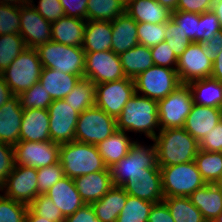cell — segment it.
<instances>
[{
    "mask_svg": "<svg viewBox=\"0 0 222 222\" xmlns=\"http://www.w3.org/2000/svg\"><path fill=\"white\" fill-rule=\"evenodd\" d=\"M111 21L86 20L82 48L85 52L110 51Z\"/></svg>",
    "mask_w": 222,
    "mask_h": 222,
    "instance_id": "29",
    "label": "cell"
},
{
    "mask_svg": "<svg viewBox=\"0 0 222 222\" xmlns=\"http://www.w3.org/2000/svg\"><path fill=\"white\" fill-rule=\"evenodd\" d=\"M125 12L137 23H166L172 18V11L155 0H128Z\"/></svg>",
    "mask_w": 222,
    "mask_h": 222,
    "instance_id": "24",
    "label": "cell"
},
{
    "mask_svg": "<svg viewBox=\"0 0 222 222\" xmlns=\"http://www.w3.org/2000/svg\"><path fill=\"white\" fill-rule=\"evenodd\" d=\"M146 168H160L155 144L146 146L134 140L128 154L109 168L113 185L122 186L129 178L146 172Z\"/></svg>",
    "mask_w": 222,
    "mask_h": 222,
    "instance_id": "7",
    "label": "cell"
},
{
    "mask_svg": "<svg viewBox=\"0 0 222 222\" xmlns=\"http://www.w3.org/2000/svg\"><path fill=\"white\" fill-rule=\"evenodd\" d=\"M85 19L63 16L51 24V40L63 45L82 47Z\"/></svg>",
    "mask_w": 222,
    "mask_h": 222,
    "instance_id": "26",
    "label": "cell"
},
{
    "mask_svg": "<svg viewBox=\"0 0 222 222\" xmlns=\"http://www.w3.org/2000/svg\"><path fill=\"white\" fill-rule=\"evenodd\" d=\"M18 96L20 105L23 109L34 108L48 110V107L53 102L52 98L39 81Z\"/></svg>",
    "mask_w": 222,
    "mask_h": 222,
    "instance_id": "40",
    "label": "cell"
},
{
    "mask_svg": "<svg viewBox=\"0 0 222 222\" xmlns=\"http://www.w3.org/2000/svg\"><path fill=\"white\" fill-rule=\"evenodd\" d=\"M160 171L164 197H189L206 184L195 161L160 166Z\"/></svg>",
    "mask_w": 222,
    "mask_h": 222,
    "instance_id": "5",
    "label": "cell"
},
{
    "mask_svg": "<svg viewBox=\"0 0 222 222\" xmlns=\"http://www.w3.org/2000/svg\"><path fill=\"white\" fill-rule=\"evenodd\" d=\"M150 51L154 65L176 69L178 58L165 41L151 47Z\"/></svg>",
    "mask_w": 222,
    "mask_h": 222,
    "instance_id": "49",
    "label": "cell"
},
{
    "mask_svg": "<svg viewBox=\"0 0 222 222\" xmlns=\"http://www.w3.org/2000/svg\"><path fill=\"white\" fill-rule=\"evenodd\" d=\"M42 68L37 50L27 47L1 74L12 94L19 95L39 81Z\"/></svg>",
    "mask_w": 222,
    "mask_h": 222,
    "instance_id": "6",
    "label": "cell"
},
{
    "mask_svg": "<svg viewBox=\"0 0 222 222\" xmlns=\"http://www.w3.org/2000/svg\"><path fill=\"white\" fill-rule=\"evenodd\" d=\"M12 95L10 88L0 73V107L3 106Z\"/></svg>",
    "mask_w": 222,
    "mask_h": 222,
    "instance_id": "59",
    "label": "cell"
},
{
    "mask_svg": "<svg viewBox=\"0 0 222 222\" xmlns=\"http://www.w3.org/2000/svg\"><path fill=\"white\" fill-rule=\"evenodd\" d=\"M23 119V108L19 96L12 95L0 107V142L15 145L20 141V127Z\"/></svg>",
    "mask_w": 222,
    "mask_h": 222,
    "instance_id": "19",
    "label": "cell"
},
{
    "mask_svg": "<svg viewBox=\"0 0 222 222\" xmlns=\"http://www.w3.org/2000/svg\"><path fill=\"white\" fill-rule=\"evenodd\" d=\"M96 84L90 79L81 78L73 90L63 99L81 114L95 105Z\"/></svg>",
    "mask_w": 222,
    "mask_h": 222,
    "instance_id": "34",
    "label": "cell"
},
{
    "mask_svg": "<svg viewBox=\"0 0 222 222\" xmlns=\"http://www.w3.org/2000/svg\"><path fill=\"white\" fill-rule=\"evenodd\" d=\"M189 199L207 222H213L222 213V191L215 184H205L193 192Z\"/></svg>",
    "mask_w": 222,
    "mask_h": 222,
    "instance_id": "27",
    "label": "cell"
},
{
    "mask_svg": "<svg viewBox=\"0 0 222 222\" xmlns=\"http://www.w3.org/2000/svg\"><path fill=\"white\" fill-rule=\"evenodd\" d=\"M166 23L151 24V23H137V34L140 45L149 48L165 41Z\"/></svg>",
    "mask_w": 222,
    "mask_h": 222,
    "instance_id": "41",
    "label": "cell"
},
{
    "mask_svg": "<svg viewBox=\"0 0 222 222\" xmlns=\"http://www.w3.org/2000/svg\"><path fill=\"white\" fill-rule=\"evenodd\" d=\"M221 49H222V30L217 32L208 41L202 43L203 54L212 61L214 60V57L221 51Z\"/></svg>",
    "mask_w": 222,
    "mask_h": 222,
    "instance_id": "56",
    "label": "cell"
},
{
    "mask_svg": "<svg viewBox=\"0 0 222 222\" xmlns=\"http://www.w3.org/2000/svg\"><path fill=\"white\" fill-rule=\"evenodd\" d=\"M133 142L126 132L119 130L100 142L97 148L106 167H112L125 157Z\"/></svg>",
    "mask_w": 222,
    "mask_h": 222,
    "instance_id": "32",
    "label": "cell"
},
{
    "mask_svg": "<svg viewBox=\"0 0 222 222\" xmlns=\"http://www.w3.org/2000/svg\"><path fill=\"white\" fill-rule=\"evenodd\" d=\"M49 113L45 109H23V119L20 127V141H48Z\"/></svg>",
    "mask_w": 222,
    "mask_h": 222,
    "instance_id": "23",
    "label": "cell"
},
{
    "mask_svg": "<svg viewBox=\"0 0 222 222\" xmlns=\"http://www.w3.org/2000/svg\"><path fill=\"white\" fill-rule=\"evenodd\" d=\"M14 165L13 146L0 142V180L2 182H4L7 176L13 171Z\"/></svg>",
    "mask_w": 222,
    "mask_h": 222,
    "instance_id": "52",
    "label": "cell"
},
{
    "mask_svg": "<svg viewBox=\"0 0 222 222\" xmlns=\"http://www.w3.org/2000/svg\"><path fill=\"white\" fill-rule=\"evenodd\" d=\"M159 166L178 165L194 161L199 142L183 127L160 130L153 140Z\"/></svg>",
    "mask_w": 222,
    "mask_h": 222,
    "instance_id": "2",
    "label": "cell"
},
{
    "mask_svg": "<svg viewBox=\"0 0 222 222\" xmlns=\"http://www.w3.org/2000/svg\"><path fill=\"white\" fill-rule=\"evenodd\" d=\"M0 4L21 7L30 4V0H0Z\"/></svg>",
    "mask_w": 222,
    "mask_h": 222,
    "instance_id": "61",
    "label": "cell"
},
{
    "mask_svg": "<svg viewBox=\"0 0 222 222\" xmlns=\"http://www.w3.org/2000/svg\"><path fill=\"white\" fill-rule=\"evenodd\" d=\"M221 120L222 109L194 104L183 128L200 142Z\"/></svg>",
    "mask_w": 222,
    "mask_h": 222,
    "instance_id": "21",
    "label": "cell"
},
{
    "mask_svg": "<svg viewBox=\"0 0 222 222\" xmlns=\"http://www.w3.org/2000/svg\"><path fill=\"white\" fill-rule=\"evenodd\" d=\"M43 68L84 78L85 51L82 47L68 46L50 41L36 48Z\"/></svg>",
    "mask_w": 222,
    "mask_h": 222,
    "instance_id": "4",
    "label": "cell"
},
{
    "mask_svg": "<svg viewBox=\"0 0 222 222\" xmlns=\"http://www.w3.org/2000/svg\"><path fill=\"white\" fill-rule=\"evenodd\" d=\"M27 48L20 34L0 35V73Z\"/></svg>",
    "mask_w": 222,
    "mask_h": 222,
    "instance_id": "39",
    "label": "cell"
},
{
    "mask_svg": "<svg viewBox=\"0 0 222 222\" xmlns=\"http://www.w3.org/2000/svg\"><path fill=\"white\" fill-rule=\"evenodd\" d=\"M28 205L0 194V222H25Z\"/></svg>",
    "mask_w": 222,
    "mask_h": 222,
    "instance_id": "42",
    "label": "cell"
},
{
    "mask_svg": "<svg viewBox=\"0 0 222 222\" xmlns=\"http://www.w3.org/2000/svg\"><path fill=\"white\" fill-rule=\"evenodd\" d=\"M34 3L33 0L30 1L31 6H33L44 19L51 23L65 16L60 0H39L38 5Z\"/></svg>",
    "mask_w": 222,
    "mask_h": 222,
    "instance_id": "50",
    "label": "cell"
},
{
    "mask_svg": "<svg viewBox=\"0 0 222 222\" xmlns=\"http://www.w3.org/2000/svg\"><path fill=\"white\" fill-rule=\"evenodd\" d=\"M49 135L51 141L65 144L75 141V129L79 117L71 105L62 100H53L48 107Z\"/></svg>",
    "mask_w": 222,
    "mask_h": 222,
    "instance_id": "15",
    "label": "cell"
},
{
    "mask_svg": "<svg viewBox=\"0 0 222 222\" xmlns=\"http://www.w3.org/2000/svg\"><path fill=\"white\" fill-rule=\"evenodd\" d=\"M122 187L128 195L152 203H159L164 199L160 168H146V172L129 178Z\"/></svg>",
    "mask_w": 222,
    "mask_h": 222,
    "instance_id": "18",
    "label": "cell"
},
{
    "mask_svg": "<svg viewBox=\"0 0 222 222\" xmlns=\"http://www.w3.org/2000/svg\"><path fill=\"white\" fill-rule=\"evenodd\" d=\"M81 79L74 74H66L51 68H42L39 82L52 100L64 99Z\"/></svg>",
    "mask_w": 222,
    "mask_h": 222,
    "instance_id": "28",
    "label": "cell"
},
{
    "mask_svg": "<svg viewBox=\"0 0 222 222\" xmlns=\"http://www.w3.org/2000/svg\"><path fill=\"white\" fill-rule=\"evenodd\" d=\"M163 202L167 205L174 222H207L189 197H164Z\"/></svg>",
    "mask_w": 222,
    "mask_h": 222,
    "instance_id": "36",
    "label": "cell"
},
{
    "mask_svg": "<svg viewBox=\"0 0 222 222\" xmlns=\"http://www.w3.org/2000/svg\"><path fill=\"white\" fill-rule=\"evenodd\" d=\"M213 222H222V213H220Z\"/></svg>",
    "mask_w": 222,
    "mask_h": 222,
    "instance_id": "65",
    "label": "cell"
},
{
    "mask_svg": "<svg viewBox=\"0 0 222 222\" xmlns=\"http://www.w3.org/2000/svg\"><path fill=\"white\" fill-rule=\"evenodd\" d=\"M194 161L206 184H215L222 175V152L199 149Z\"/></svg>",
    "mask_w": 222,
    "mask_h": 222,
    "instance_id": "37",
    "label": "cell"
},
{
    "mask_svg": "<svg viewBox=\"0 0 222 222\" xmlns=\"http://www.w3.org/2000/svg\"><path fill=\"white\" fill-rule=\"evenodd\" d=\"M111 50L120 55L139 44L137 22L126 12L111 21Z\"/></svg>",
    "mask_w": 222,
    "mask_h": 222,
    "instance_id": "25",
    "label": "cell"
},
{
    "mask_svg": "<svg viewBox=\"0 0 222 222\" xmlns=\"http://www.w3.org/2000/svg\"><path fill=\"white\" fill-rule=\"evenodd\" d=\"M60 144L54 141H19L13 145L15 165L47 167L59 161Z\"/></svg>",
    "mask_w": 222,
    "mask_h": 222,
    "instance_id": "14",
    "label": "cell"
},
{
    "mask_svg": "<svg viewBox=\"0 0 222 222\" xmlns=\"http://www.w3.org/2000/svg\"><path fill=\"white\" fill-rule=\"evenodd\" d=\"M221 30L220 21L211 10L199 14V43L208 41Z\"/></svg>",
    "mask_w": 222,
    "mask_h": 222,
    "instance_id": "48",
    "label": "cell"
},
{
    "mask_svg": "<svg viewBox=\"0 0 222 222\" xmlns=\"http://www.w3.org/2000/svg\"><path fill=\"white\" fill-rule=\"evenodd\" d=\"M64 222H101L95 215L91 204H85L73 215L65 218Z\"/></svg>",
    "mask_w": 222,
    "mask_h": 222,
    "instance_id": "55",
    "label": "cell"
},
{
    "mask_svg": "<svg viewBox=\"0 0 222 222\" xmlns=\"http://www.w3.org/2000/svg\"><path fill=\"white\" fill-rule=\"evenodd\" d=\"M51 22L44 19L31 4L20 7L19 34L28 48L51 41Z\"/></svg>",
    "mask_w": 222,
    "mask_h": 222,
    "instance_id": "17",
    "label": "cell"
},
{
    "mask_svg": "<svg viewBox=\"0 0 222 222\" xmlns=\"http://www.w3.org/2000/svg\"><path fill=\"white\" fill-rule=\"evenodd\" d=\"M211 77L222 82V49L214 57Z\"/></svg>",
    "mask_w": 222,
    "mask_h": 222,
    "instance_id": "58",
    "label": "cell"
},
{
    "mask_svg": "<svg viewBox=\"0 0 222 222\" xmlns=\"http://www.w3.org/2000/svg\"><path fill=\"white\" fill-rule=\"evenodd\" d=\"M38 194H46L47 191L64 177L63 167L58 161L47 167L37 168Z\"/></svg>",
    "mask_w": 222,
    "mask_h": 222,
    "instance_id": "45",
    "label": "cell"
},
{
    "mask_svg": "<svg viewBox=\"0 0 222 222\" xmlns=\"http://www.w3.org/2000/svg\"><path fill=\"white\" fill-rule=\"evenodd\" d=\"M84 78L95 84L107 83L126 78L120 56L112 50L85 52Z\"/></svg>",
    "mask_w": 222,
    "mask_h": 222,
    "instance_id": "12",
    "label": "cell"
},
{
    "mask_svg": "<svg viewBox=\"0 0 222 222\" xmlns=\"http://www.w3.org/2000/svg\"><path fill=\"white\" fill-rule=\"evenodd\" d=\"M134 94V79L128 77L117 81L96 84L95 106L117 119L127 101Z\"/></svg>",
    "mask_w": 222,
    "mask_h": 222,
    "instance_id": "11",
    "label": "cell"
},
{
    "mask_svg": "<svg viewBox=\"0 0 222 222\" xmlns=\"http://www.w3.org/2000/svg\"><path fill=\"white\" fill-rule=\"evenodd\" d=\"M215 185L222 191V175L220 178L216 181Z\"/></svg>",
    "mask_w": 222,
    "mask_h": 222,
    "instance_id": "64",
    "label": "cell"
},
{
    "mask_svg": "<svg viewBox=\"0 0 222 222\" xmlns=\"http://www.w3.org/2000/svg\"><path fill=\"white\" fill-rule=\"evenodd\" d=\"M199 149L222 152V120L199 142Z\"/></svg>",
    "mask_w": 222,
    "mask_h": 222,
    "instance_id": "51",
    "label": "cell"
},
{
    "mask_svg": "<svg viewBox=\"0 0 222 222\" xmlns=\"http://www.w3.org/2000/svg\"><path fill=\"white\" fill-rule=\"evenodd\" d=\"M128 194L122 186H113L100 200L91 204L101 222H116L126 204Z\"/></svg>",
    "mask_w": 222,
    "mask_h": 222,
    "instance_id": "30",
    "label": "cell"
},
{
    "mask_svg": "<svg viewBox=\"0 0 222 222\" xmlns=\"http://www.w3.org/2000/svg\"><path fill=\"white\" fill-rule=\"evenodd\" d=\"M155 1L161 4L162 6L167 7L171 11H175L177 8L178 0H155Z\"/></svg>",
    "mask_w": 222,
    "mask_h": 222,
    "instance_id": "63",
    "label": "cell"
},
{
    "mask_svg": "<svg viewBox=\"0 0 222 222\" xmlns=\"http://www.w3.org/2000/svg\"><path fill=\"white\" fill-rule=\"evenodd\" d=\"M59 162L63 167L64 176L69 178L103 171L107 168L97 145L78 141L60 144Z\"/></svg>",
    "mask_w": 222,
    "mask_h": 222,
    "instance_id": "3",
    "label": "cell"
},
{
    "mask_svg": "<svg viewBox=\"0 0 222 222\" xmlns=\"http://www.w3.org/2000/svg\"><path fill=\"white\" fill-rule=\"evenodd\" d=\"M2 189H3V182L0 180V191H1V192H3ZM0 194H1V193H0Z\"/></svg>",
    "mask_w": 222,
    "mask_h": 222,
    "instance_id": "66",
    "label": "cell"
},
{
    "mask_svg": "<svg viewBox=\"0 0 222 222\" xmlns=\"http://www.w3.org/2000/svg\"><path fill=\"white\" fill-rule=\"evenodd\" d=\"M54 205L61 211L64 218L73 215L85 203L75 187L73 178L64 176L46 193Z\"/></svg>",
    "mask_w": 222,
    "mask_h": 222,
    "instance_id": "22",
    "label": "cell"
},
{
    "mask_svg": "<svg viewBox=\"0 0 222 222\" xmlns=\"http://www.w3.org/2000/svg\"><path fill=\"white\" fill-rule=\"evenodd\" d=\"M116 131V118L94 105L79 114L75 141L98 145Z\"/></svg>",
    "mask_w": 222,
    "mask_h": 222,
    "instance_id": "8",
    "label": "cell"
},
{
    "mask_svg": "<svg viewBox=\"0 0 222 222\" xmlns=\"http://www.w3.org/2000/svg\"><path fill=\"white\" fill-rule=\"evenodd\" d=\"M117 130L145 134L153 140L160 131L158 101L135 93L116 119Z\"/></svg>",
    "mask_w": 222,
    "mask_h": 222,
    "instance_id": "1",
    "label": "cell"
},
{
    "mask_svg": "<svg viewBox=\"0 0 222 222\" xmlns=\"http://www.w3.org/2000/svg\"><path fill=\"white\" fill-rule=\"evenodd\" d=\"M213 61L202 52V43L191 42L178 58L176 71L181 83L211 77Z\"/></svg>",
    "mask_w": 222,
    "mask_h": 222,
    "instance_id": "16",
    "label": "cell"
},
{
    "mask_svg": "<svg viewBox=\"0 0 222 222\" xmlns=\"http://www.w3.org/2000/svg\"><path fill=\"white\" fill-rule=\"evenodd\" d=\"M194 104L222 109V82L212 77L187 83Z\"/></svg>",
    "mask_w": 222,
    "mask_h": 222,
    "instance_id": "31",
    "label": "cell"
},
{
    "mask_svg": "<svg viewBox=\"0 0 222 222\" xmlns=\"http://www.w3.org/2000/svg\"><path fill=\"white\" fill-rule=\"evenodd\" d=\"M28 207L36 216H41L49 221H65L61 211L46 194H39Z\"/></svg>",
    "mask_w": 222,
    "mask_h": 222,
    "instance_id": "43",
    "label": "cell"
},
{
    "mask_svg": "<svg viewBox=\"0 0 222 222\" xmlns=\"http://www.w3.org/2000/svg\"><path fill=\"white\" fill-rule=\"evenodd\" d=\"M119 56L125 76L131 79L154 65L150 48L144 45L138 44Z\"/></svg>",
    "mask_w": 222,
    "mask_h": 222,
    "instance_id": "33",
    "label": "cell"
},
{
    "mask_svg": "<svg viewBox=\"0 0 222 222\" xmlns=\"http://www.w3.org/2000/svg\"><path fill=\"white\" fill-rule=\"evenodd\" d=\"M165 34V42L170 46L171 50H173L175 56L179 58L191 41L184 36L180 27L172 18L166 22Z\"/></svg>",
    "mask_w": 222,
    "mask_h": 222,
    "instance_id": "46",
    "label": "cell"
},
{
    "mask_svg": "<svg viewBox=\"0 0 222 222\" xmlns=\"http://www.w3.org/2000/svg\"><path fill=\"white\" fill-rule=\"evenodd\" d=\"M37 182L36 168L14 165L13 171L3 182V195L29 206L39 195Z\"/></svg>",
    "mask_w": 222,
    "mask_h": 222,
    "instance_id": "13",
    "label": "cell"
},
{
    "mask_svg": "<svg viewBox=\"0 0 222 222\" xmlns=\"http://www.w3.org/2000/svg\"><path fill=\"white\" fill-rule=\"evenodd\" d=\"M214 0H178L175 11L202 14L212 9Z\"/></svg>",
    "mask_w": 222,
    "mask_h": 222,
    "instance_id": "54",
    "label": "cell"
},
{
    "mask_svg": "<svg viewBox=\"0 0 222 222\" xmlns=\"http://www.w3.org/2000/svg\"><path fill=\"white\" fill-rule=\"evenodd\" d=\"M88 0H60L65 16L87 20Z\"/></svg>",
    "mask_w": 222,
    "mask_h": 222,
    "instance_id": "53",
    "label": "cell"
},
{
    "mask_svg": "<svg viewBox=\"0 0 222 222\" xmlns=\"http://www.w3.org/2000/svg\"><path fill=\"white\" fill-rule=\"evenodd\" d=\"M124 0H88L87 20L113 21L125 13Z\"/></svg>",
    "mask_w": 222,
    "mask_h": 222,
    "instance_id": "35",
    "label": "cell"
},
{
    "mask_svg": "<svg viewBox=\"0 0 222 222\" xmlns=\"http://www.w3.org/2000/svg\"><path fill=\"white\" fill-rule=\"evenodd\" d=\"M20 7L0 4V35L19 34Z\"/></svg>",
    "mask_w": 222,
    "mask_h": 222,
    "instance_id": "47",
    "label": "cell"
},
{
    "mask_svg": "<svg viewBox=\"0 0 222 222\" xmlns=\"http://www.w3.org/2000/svg\"><path fill=\"white\" fill-rule=\"evenodd\" d=\"M147 222H174V220L167 205L162 201L153 205Z\"/></svg>",
    "mask_w": 222,
    "mask_h": 222,
    "instance_id": "57",
    "label": "cell"
},
{
    "mask_svg": "<svg viewBox=\"0 0 222 222\" xmlns=\"http://www.w3.org/2000/svg\"><path fill=\"white\" fill-rule=\"evenodd\" d=\"M135 93L153 100H161L172 93L181 81L176 69L153 65L135 79Z\"/></svg>",
    "mask_w": 222,
    "mask_h": 222,
    "instance_id": "9",
    "label": "cell"
},
{
    "mask_svg": "<svg viewBox=\"0 0 222 222\" xmlns=\"http://www.w3.org/2000/svg\"><path fill=\"white\" fill-rule=\"evenodd\" d=\"M73 181L85 204L100 200L114 186L109 168L75 177Z\"/></svg>",
    "mask_w": 222,
    "mask_h": 222,
    "instance_id": "20",
    "label": "cell"
},
{
    "mask_svg": "<svg viewBox=\"0 0 222 222\" xmlns=\"http://www.w3.org/2000/svg\"><path fill=\"white\" fill-rule=\"evenodd\" d=\"M155 203L128 195L116 222H147Z\"/></svg>",
    "mask_w": 222,
    "mask_h": 222,
    "instance_id": "38",
    "label": "cell"
},
{
    "mask_svg": "<svg viewBox=\"0 0 222 222\" xmlns=\"http://www.w3.org/2000/svg\"><path fill=\"white\" fill-rule=\"evenodd\" d=\"M211 11L216 15L222 27V0H214Z\"/></svg>",
    "mask_w": 222,
    "mask_h": 222,
    "instance_id": "60",
    "label": "cell"
},
{
    "mask_svg": "<svg viewBox=\"0 0 222 222\" xmlns=\"http://www.w3.org/2000/svg\"><path fill=\"white\" fill-rule=\"evenodd\" d=\"M193 105L189 86L182 83L167 97L158 101L160 130L184 127Z\"/></svg>",
    "mask_w": 222,
    "mask_h": 222,
    "instance_id": "10",
    "label": "cell"
},
{
    "mask_svg": "<svg viewBox=\"0 0 222 222\" xmlns=\"http://www.w3.org/2000/svg\"><path fill=\"white\" fill-rule=\"evenodd\" d=\"M25 222H52L41 216H36L30 209H28Z\"/></svg>",
    "mask_w": 222,
    "mask_h": 222,
    "instance_id": "62",
    "label": "cell"
},
{
    "mask_svg": "<svg viewBox=\"0 0 222 222\" xmlns=\"http://www.w3.org/2000/svg\"><path fill=\"white\" fill-rule=\"evenodd\" d=\"M172 19L191 42L199 43V14L172 11Z\"/></svg>",
    "mask_w": 222,
    "mask_h": 222,
    "instance_id": "44",
    "label": "cell"
}]
</instances>
